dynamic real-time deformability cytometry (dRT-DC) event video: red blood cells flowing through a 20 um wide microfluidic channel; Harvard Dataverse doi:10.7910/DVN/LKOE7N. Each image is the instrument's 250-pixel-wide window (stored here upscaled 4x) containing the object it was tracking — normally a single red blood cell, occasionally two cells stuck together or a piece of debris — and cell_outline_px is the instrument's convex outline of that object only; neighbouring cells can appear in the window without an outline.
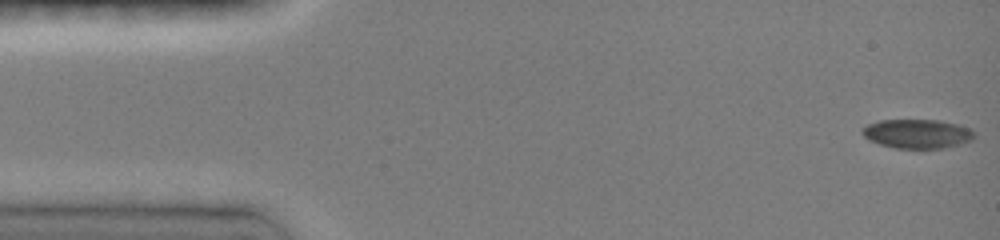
{"species": "common noctule bat (a hibernating species)", "species_latin": "Nyctalus noctula", "temperature_condition": "room temperature", "stored_images_in_passage": 47, "camera_frame_rate_fps": 3000, "um_per_image_px": 0.085, "animal": {"sex": "female", "body_mass_g": 19.0, "forearm_length_mm": 51.5}, "frame": {"image": 1, "passage_image": 1, "time_ms": 0.0, "image_size_px": [1000, 240], "cell_outline_px": [[976, 136], [968, 140], [944, 148], [896, 148], [880, 144], [868, 140], [864, 136], [864, 128], [868, 124], [880, 120], [940, 120], [956, 124], [968, 128]], "centroid_in_image_um": [77.93, 11.36], "position_along_channel_um": 7.1, "area_um2": 18.55}}
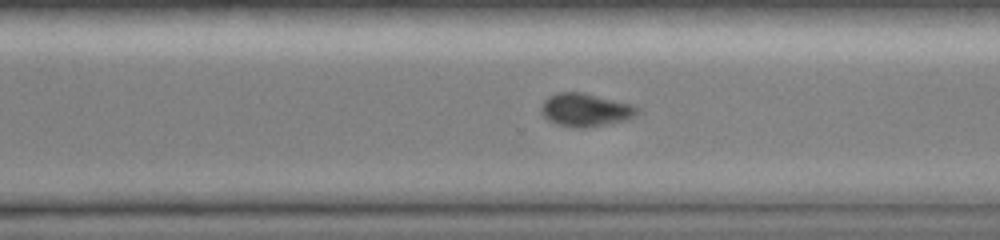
{"frame": {"image": 2, "passage_image": 33, "time_ms": 10.667, "image_size_px": [1000, 240], "cell_outline_px": [[640, 112], [636, 116], [624, 120], [584, 128], [576, 128], [556, 124], [548, 120], [544, 116], [540, 108], [544, 100], [548, 96], [560, 92], [584, 92], [636, 104], [640, 108]], "centroid_in_image_um": [49.81, 9.32], "position_along_channel_um": 320.8, "area_um2": 18.84}}
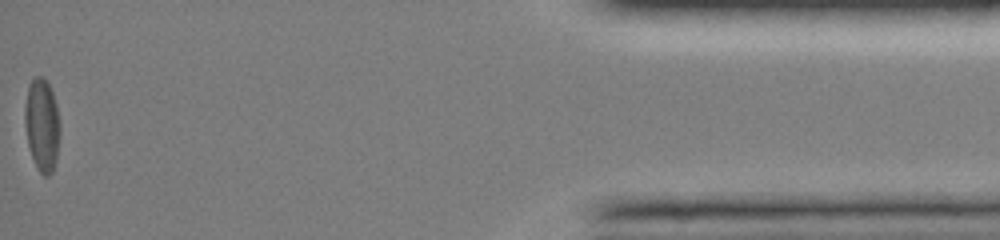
{"frame": {"image": 3, "passage_image": 47, "time_ms": 15.333, "image_size_px": [1000, 240], "cell_outline_px": [[60, 132], [56, 160], [52, 172], [48, 176], [44, 176], [40, 172], [32, 156], [28, 144], [24, 124], [24, 108], [28, 88], [32, 80], [36, 76], [44, 76], [52, 92], [56, 104], [60, 124]], "centroid_in_image_um": [3.57, 10.6], "position_along_channel_um": 431.6, "area_um2": 18.96}, "authors_computed_cell_mechanics": {"area_um2": 18.9584, "velocity_mm_per_s": 4.0751, "shape_relaxation_time_tau1_ms": 3.8627, "shape_relaxation_time_tau2_ms": null, "deformation_change_tau1": 0.1171, "deformation_change_tau2": null}}